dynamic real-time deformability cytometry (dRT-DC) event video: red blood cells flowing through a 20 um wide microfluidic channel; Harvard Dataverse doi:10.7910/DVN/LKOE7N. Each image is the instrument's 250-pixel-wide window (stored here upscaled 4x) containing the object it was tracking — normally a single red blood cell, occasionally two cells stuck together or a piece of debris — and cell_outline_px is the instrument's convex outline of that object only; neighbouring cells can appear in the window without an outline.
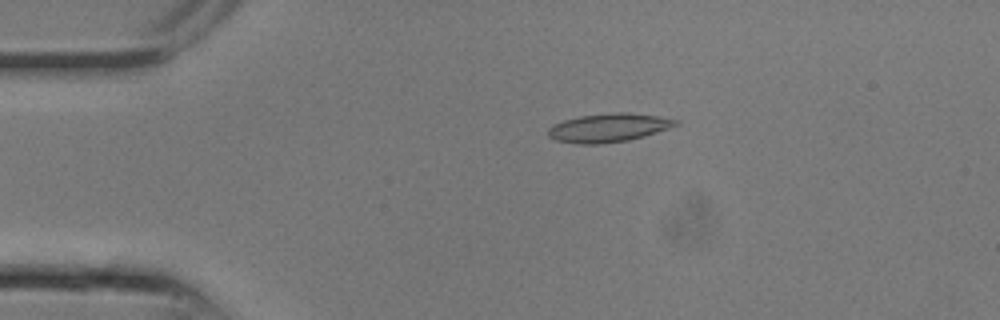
{"species": "common noctule bat (a hibernating species)", "species_latin": "Nyctalus noctula", "temperature_condition": "room temperature", "stored_images_in_passage": 14, "camera_frame_rate_fps": 3000, "um_per_image_px": 0.085, "animal": {"sex": "male", "body_mass_g": 13.3}, "frame": {"image": 1, "passage_image": 3, "time_ms": 0.667, "image_size_px": [1000, 320], "cell_outline_px": [[680, 124], [644, 136], [628, 140], [600, 144], [576, 144], [556, 140], [548, 136], [548, 128], [552, 124], [564, 120], [580, 116], [616, 112], [628, 112], [656, 116], [680, 120]], "centroid_in_image_um": [51.71, 10.86], "position_along_channel_um": 33.3, "area_um2": 21.21}}
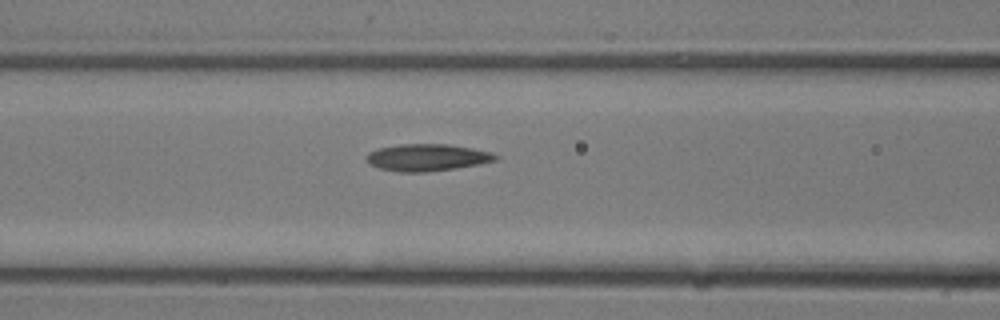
{"frame": {"image": 2, "passage_image": 8, "time_ms": 2.333, "image_size_px": [1000, 320], "cell_outline_px": [[500, 156], [496, 160], [480, 164], [456, 168], [424, 172], [400, 172], [380, 168], [368, 164], [364, 156], [368, 152], [376, 148], [400, 144], [448, 144], [472, 148], [492, 152]], "centroid_in_image_um": [36.28, 13.38], "position_along_channel_um": 130.3, "area_um2": 20.52}}
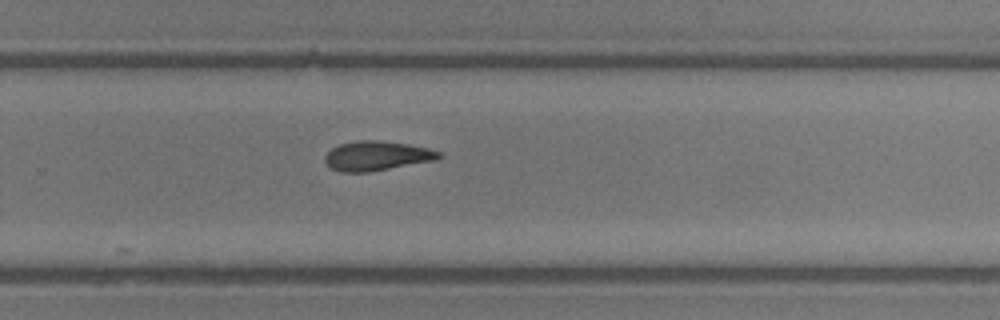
{"frame": {"image": 3, "passage_image": 14, "time_ms": 4.333, "image_size_px": [1000, 320], "cell_outline_px": [[444, 156], [436, 160], [368, 172], [340, 172], [332, 168], [324, 160], [324, 156], [332, 148], [340, 144], [356, 140], [376, 140], [408, 144], [428, 148], [440, 152]], "centroid_in_image_um": [32.04, 13.24], "position_along_channel_um": 297.8, "area_um2": 19.54}}